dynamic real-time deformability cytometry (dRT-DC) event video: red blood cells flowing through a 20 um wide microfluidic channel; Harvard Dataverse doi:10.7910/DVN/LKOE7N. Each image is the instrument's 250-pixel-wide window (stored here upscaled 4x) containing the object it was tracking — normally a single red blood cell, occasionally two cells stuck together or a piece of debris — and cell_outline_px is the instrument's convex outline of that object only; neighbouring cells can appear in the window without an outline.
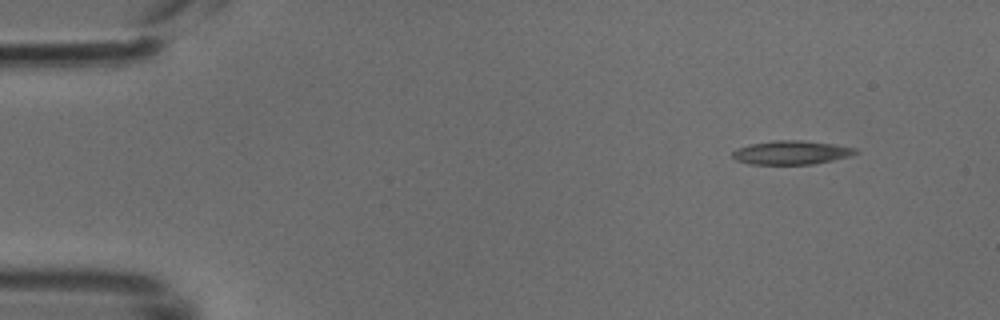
{"species": "common noctule bat (a hibernating species)", "species_latin": "Nyctalus noctula", "temperature_condition": "cold", "stored_images_in_passage": 45, "camera_frame_rate_fps": 3000, "um_per_image_px": 0.085, "animal": {"sex": "male", "body_mass_g": 18.8}, "frame": {"image": 1, "passage_image": 1, "time_ms": 0.0, "image_size_px": [1000, 320], "cell_outline_px": [[860, 152], [852, 156], [812, 164], [748, 164], [736, 160], [732, 156], [732, 152], [736, 148], [748, 144], [772, 140], [800, 140], [832, 144], [856, 148]], "centroid_in_image_um": [67.24, 12.96], "position_along_channel_um": 17.8, "area_um2": 17.17}}
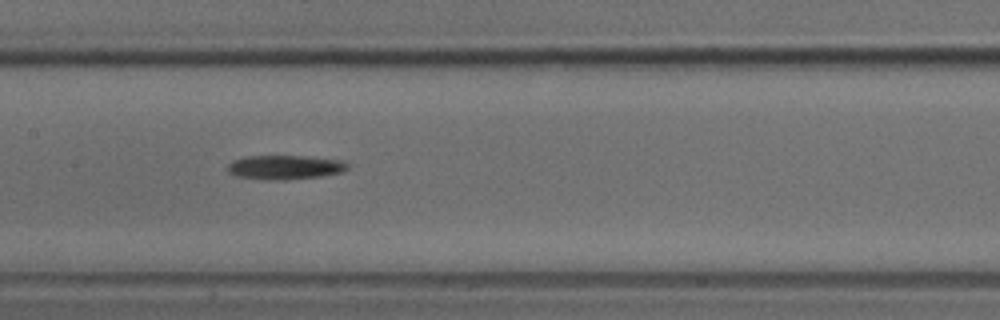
{"frame": {"image": 2, "passage_image": 20, "time_ms": 6.333, "image_size_px": [1000, 320], "cell_outline_px": [[348, 168], [344, 172], [320, 176], [284, 180], [276, 180], [236, 176], [228, 172], [228, 164], [232, 160], [248, 156], [308, 156], [340, 160], [348, 164]], "centroid_in_image_um": [24.23, 14.21], "position_along_channel_um": 183.2, "area_um2": 16.82}}
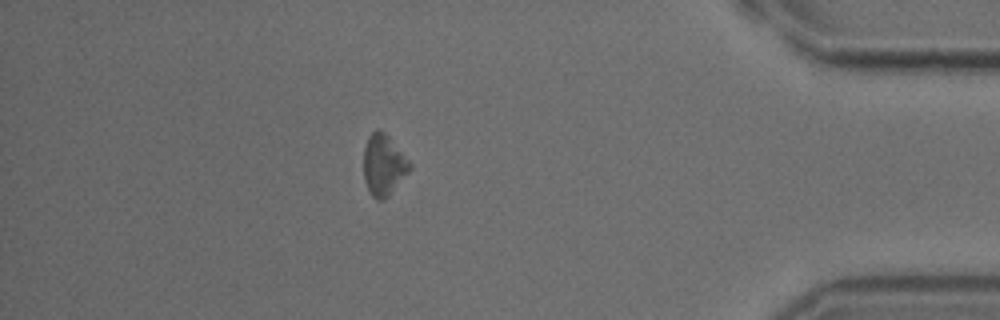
{"frame": {"image": 3, "passage_image": 39, "time_ms": 12.667, "image_size_px": [1000, 320], "cell_outline_px": [[412, 168], [388, 196], [384, 200], [376, 200], [372, 196], [364, 180], [364, 148], [368, 136], [376, 128], [380, 128], [388, 136], [412, 164]], "centroid_in_image_um": [32.6, 14.01], "position_along_channel_um": 402.6, "area_um2": 16.36}}